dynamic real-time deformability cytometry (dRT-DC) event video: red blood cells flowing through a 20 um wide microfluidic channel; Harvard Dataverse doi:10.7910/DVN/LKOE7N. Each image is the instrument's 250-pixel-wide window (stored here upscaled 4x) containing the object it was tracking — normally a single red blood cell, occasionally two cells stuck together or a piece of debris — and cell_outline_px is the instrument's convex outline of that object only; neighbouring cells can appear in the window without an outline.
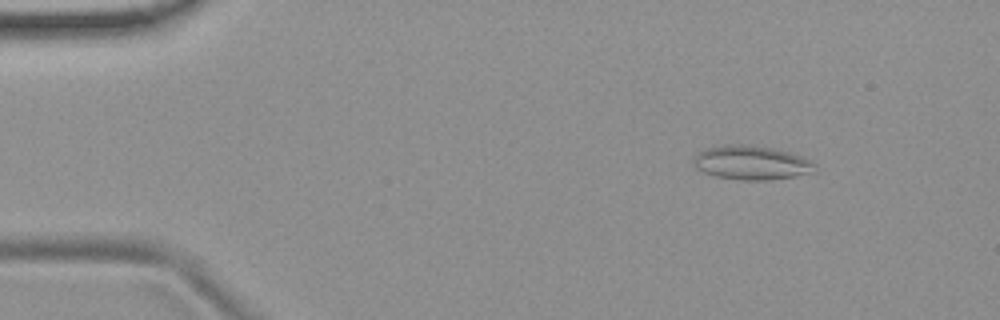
{"species": "common noctule bat (a hibernating species)", "species_latin": "Nyctalus noctula", "temperature_condition": "room temperature", "stored_images_in_passage": 54, "camera_frame_rate_fps": 3000, "um_per_image_px": 0.085, "animal": {"sex": "female", "body_mass_g": 19.9}, "frame": {"image": 1, "passage_image": 7, "time_ms": 2.0, "image_size_px": [1000, 320], "cell_outline_px": [[816, 172], [796, 176], [768, 180], [744, 180], [716, 176], [704, 172], [696, 168], [692, 160], [692, 156], [708, 148], [724, 144], [752, 144], [772, 148], [788, 152], [800, 156], [816, 164]], "centroid_in_image_um": [63.87, 13.82], "position_along_channel_um": 21.1, "area_um2": 24.16}}
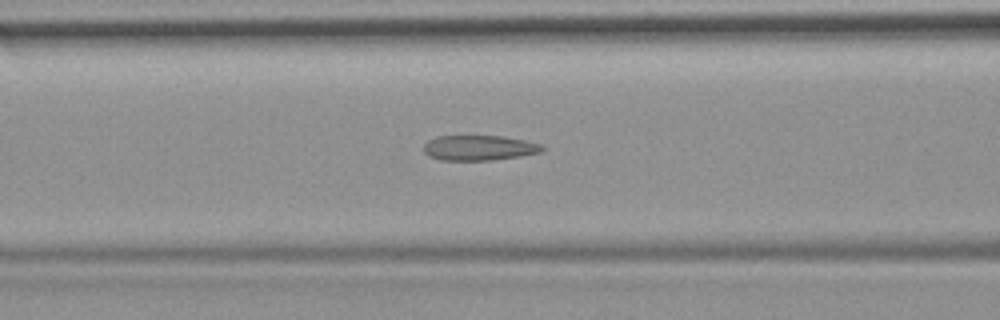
{"frame": {"image": 2, "passage_image": 22, "time_ms": 7.0, "image_size_px": [1000, 320], "cell_outline_px": [[544, 152], [520, 156], [492, 160], [440, 160], [428, 156], [424, 152], [424, 144], [428, 140], [436, 136], [504, 136], [524, 140], [540, 144], [544, 148]], "centroid_in_image_um": [40.72, 12.57], "position_along_channel_um": 125.9, "area_um2": 17.46}}
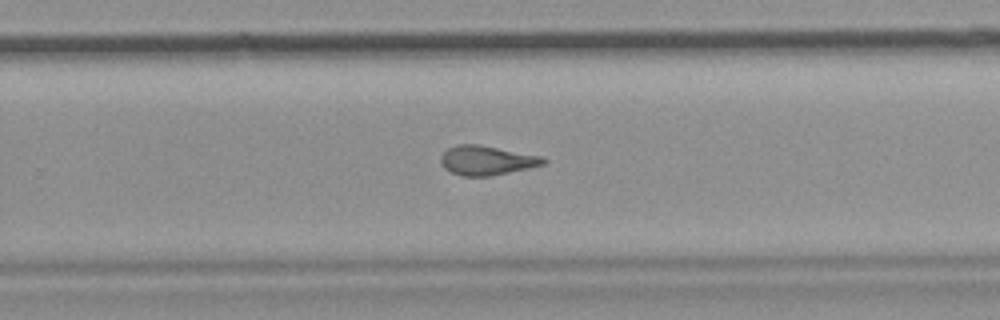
{"frame": {"image": 3, "passage_image": 35, "time_ms": 11.333, "image_size_px": [1000, 320], "cell_outline_px": [[548, 160], [544, 164], [528, 168], [492, 176], [460, 176], [444, 168], [440, 160], [440, 156], [448, 148], [456, 144], [480, 144], [544, 156]], "centroid_in_image_um": [41.39, 13.62], "position_along_channel_um": 288.4, "area_um2": 17.8}, "authors_computed_cell_mechanics": {"area_um2": 18.6116, "velocity_mm_per_s": 3.7634, "shape_relaxation_time_tau1_ms": null, "shape_relaxation_time_tau2_ms": 2.1228, "deformation_change_tau1": null, "deformation_change_tau2": 0.122}}